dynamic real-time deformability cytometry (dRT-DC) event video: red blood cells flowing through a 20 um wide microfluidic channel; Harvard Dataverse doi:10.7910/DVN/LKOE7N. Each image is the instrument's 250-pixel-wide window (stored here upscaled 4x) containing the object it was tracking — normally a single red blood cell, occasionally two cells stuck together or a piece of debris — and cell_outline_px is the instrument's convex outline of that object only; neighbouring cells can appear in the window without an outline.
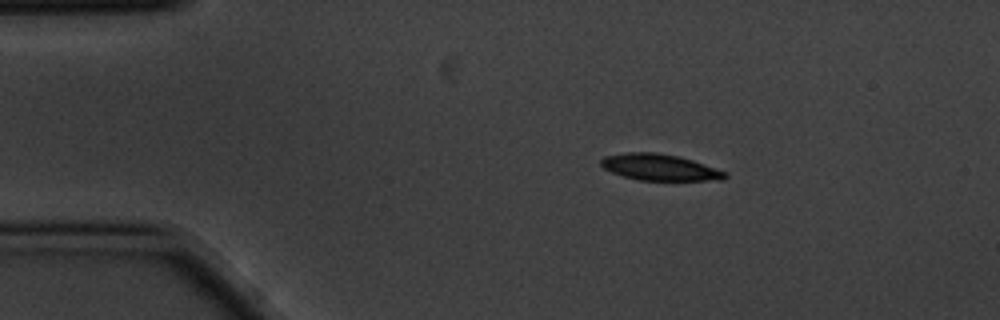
{"species": "common noctule bat (a hibernating species)", "species_latin": "Nyctalus noctula", "temperature_condition": "cold", "stored_images_in_passage": 5, "camera_frame_rate_fps": 3000, "um_per_image_px": 0.085, "animal": {"sex": "male", "body_mass_g": 20.1, "forearm_length_mm": 53.5}, "frame": {"image": 1, "passage_image": 1, "time_ms": 0.0, "image_size_px": [1000, 320], "cell_outline_px": [[728, 176], [724, 180], [640, 180], [624, 176], [612, 172], [604, 168], [600, 164], [600, 160], [604, 156], [624, 152], [656, 152], [676, 156], [692, 160], [728, 172]], "centroid_in_image_um": [56.08, 14.21], "position_along_channel_um": 28.9, "area_um2": 19.02}}
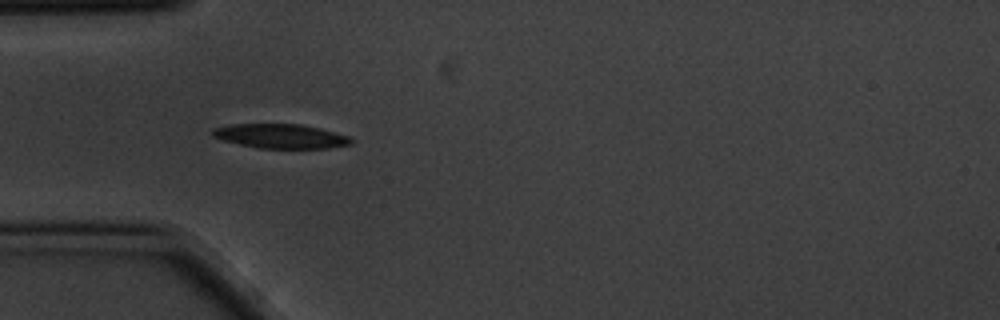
{"frame": {"image": 2, "passage_image": 3, "time_ms": 0.667, "image_size_px": [1000, 320], "cell_outline_px": [[352, 144], [328, 148], [260, 148], [240, 144], [224, 140], [212, 136], [212, 128], [228, 124], [300, 124], [320, 128], [348, 136], [352, 140]], "centroid_in_image_um": [23.84, 11.56], "position_along_channel_um": 61.2, "area_um2": 19.54}}